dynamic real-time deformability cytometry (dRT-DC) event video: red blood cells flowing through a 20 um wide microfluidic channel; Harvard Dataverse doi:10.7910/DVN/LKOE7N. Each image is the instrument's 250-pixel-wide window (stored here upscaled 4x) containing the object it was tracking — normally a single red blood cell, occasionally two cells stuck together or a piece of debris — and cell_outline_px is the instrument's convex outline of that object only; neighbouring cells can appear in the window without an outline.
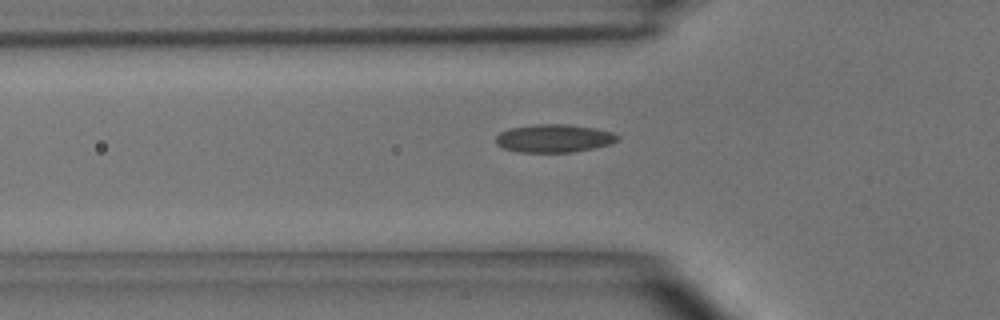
{"species": "common noctule bat (a hibernating species)", "species_latin": "Nyctalus noctula", "temperature_condition": "room temperature", "stored_images_in_passage": 37, "segment_of_instrument_passage": [1, 2], "camera_frame_rate_fps": 3000, "um_per_image_px": 0.085, "animal": {"sex": "male", "body_mass_g": 15.6}, "frame": {"image": 1, "passage_image": 3, "time_ms": 0.667, "image_size_px": [1000, 320], "cell_outline_px": [[620, 140], [612, 144], [572, 152], [520, 152], [504, 148], [496, 144], [496, 136], [500, 132], [508, 128], [536, 124], [568, 124], [592, 128], [612, 132], [620, 136]], "centroid_in_image_um": [47.1, 11.75], "position_along_channel_um": 78.7, "area_um2": 19.94}}
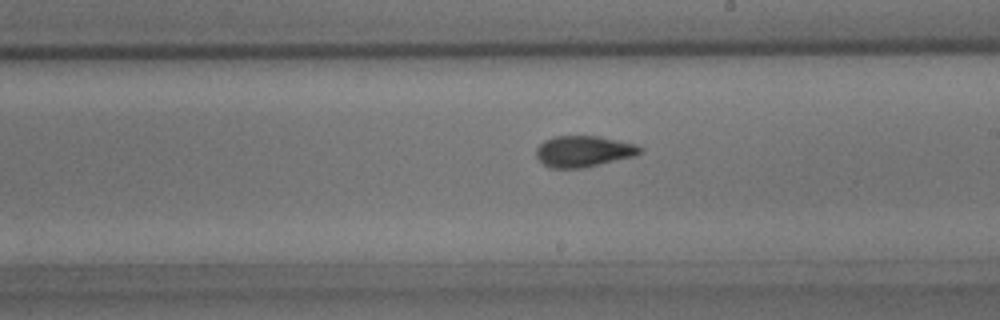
{"frame": {"image": 2, "passage_image": 15, "time_ms": 4.667, "image_size_px": [1000, 320], "cell_outline_px": [[640, 152], [632, 156], [584, 168], [548, 168], [536, 156], [536, 148], [544, 140], [556, 136], [596, 136], [636, 144], [640, 148]], "centroid_in_image_um": [49.53, 12.87], "position_along_channel_um": 239.5, "area_um2": 18.55}}
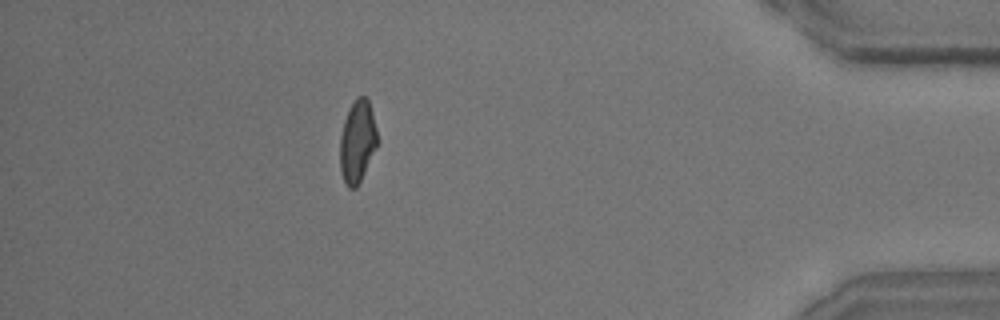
{"frame": {"image": 3, "passage_image": 31, "time_ms": 10.0, "image_size_px": [1000, 320], "cell_outline_px": [[376, 148], [356, 188], [348, 188], [340, 172], [340, 136], [344, 120], [348, 108], [356, 96], [364, 96], [368, 100], [376, 128]], "centroid_in_image_um": [30.34, 12.01], "position_along_channel_um": 404.9, "area_um2": 17.69}}